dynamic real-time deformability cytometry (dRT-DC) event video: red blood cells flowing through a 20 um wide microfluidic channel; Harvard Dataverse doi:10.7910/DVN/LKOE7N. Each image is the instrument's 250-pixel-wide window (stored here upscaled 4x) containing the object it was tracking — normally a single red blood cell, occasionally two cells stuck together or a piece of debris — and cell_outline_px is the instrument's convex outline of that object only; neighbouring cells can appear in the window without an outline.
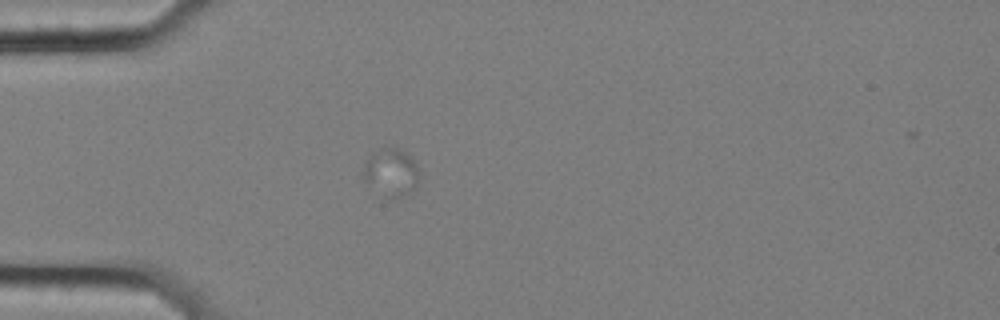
{"species": "common noctule bat (a hibernating species)", "species_latin": "Nyctalus noctula", "temperature_condition": "cold", "stored_images_in_passage": 52, "camera_frame_rate_fps": 3000, "um_per_image_px": 0.085, "animal": {"sex": "female", "body_mass_g": 25.1}, "frame": {"image": 1, "passage_image": 9, "time_ms": 2.667, "image_size_px": [1000, 320], "cell_outline_px": [[416, 184], [412, 196], [392, 200], [388, 200], [364, 180], [360, 172], [372, 152], [384, 144], [400, 148], [416, 164]], "centroid_in_image_um": [33.2, 14.67], "position_along_channel_um": 51.8, "area_um2": 16.13}}